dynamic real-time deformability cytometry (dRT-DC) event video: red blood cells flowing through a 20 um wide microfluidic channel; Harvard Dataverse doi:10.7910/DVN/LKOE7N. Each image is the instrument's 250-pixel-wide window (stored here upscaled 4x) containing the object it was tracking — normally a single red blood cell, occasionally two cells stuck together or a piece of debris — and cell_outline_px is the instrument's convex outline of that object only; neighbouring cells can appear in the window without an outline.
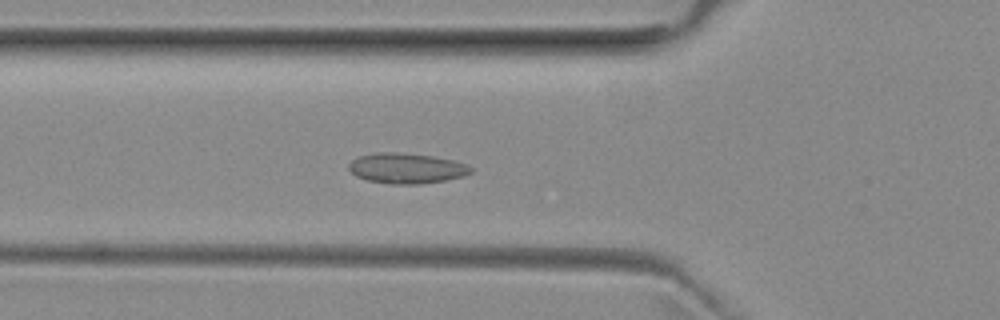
{"species": "common noctule bat (a hibernating species)", "species_latin": "Nyctalus noctula", "temperature_condition": "room temperature", "stored_images_in_passage": 52, "camera_frame_rate_fps": 3000, "um_per_image_px": 0.085, "animal": {"sex": "female", "body_mass_g": 29.2, "forearm_length_mm": 56.3}, "frame": {"image": 1, "passage_image": 18, "time_ms": 5.667, "image_size_px": [1000, 320], "cell_outline_px": [[472, 172], [464, 176], [444, 180], [420, 184], [392, 184], [368, 180], [356, 176], [348, 168], [348, 164], [352, 160], [360, 156], [372, 152], [396, 152], [432, 156], [452, 160], [464, 164], [472, 168]], "centroid_in_image_um": [34.52, 14.3], "position_along_channel_um": 91.3, "area_um2": 21.44}}
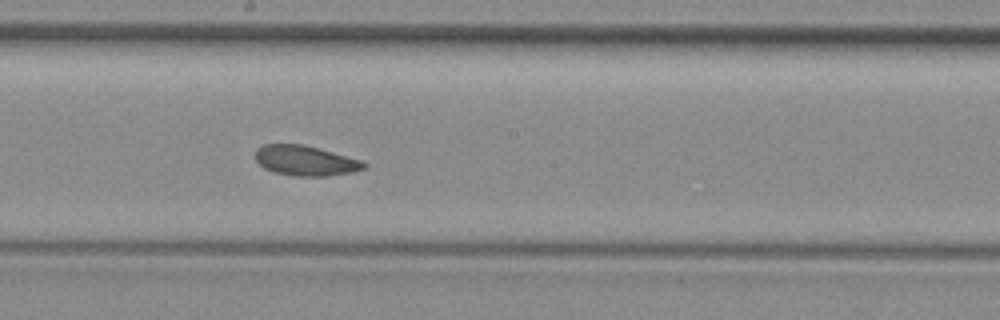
{"frame": {"image": 2, "passage_image": 28, "time_ms": 9.0, "image_size_px": [1000, 320], "cell_outline_px": [[368, 164], [364, 168], [352, 172], [328, 176], [296, 176], [276, 172], [264, 168], [256, 160], [256, 148], [260, 144], [304, 144], [320, 148], [364, 160]], "centroid_in_image_um": [25.99, 13.64], "position_along_channel_um": 222.2, "area_um2": 19.25}}
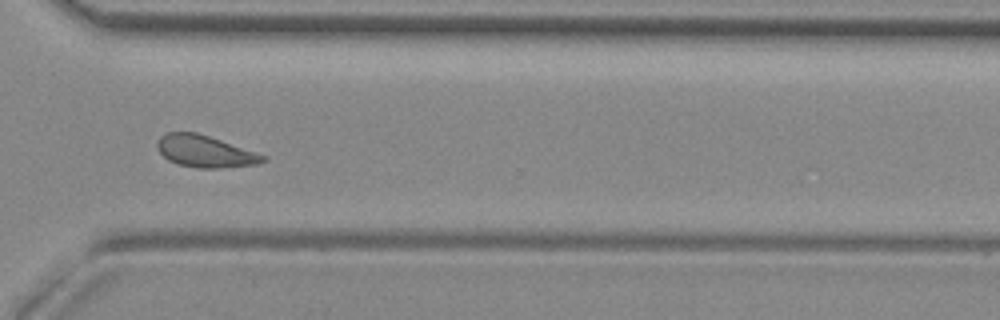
{"frame": {"image": 3, "passage_image": 38, "time_ms": 12.333, "image_size_px": [1000, 320], "cell_outline_px": [[268, 160], [260, 164], [220, 168], [200, 168], [176, 164], [168, 160], [156, 148], [156, 140], [164, 132], [196, 132], [268, 156]], "centroid_in_image_um": [17.42, 12.87], "position_along_channel_um": 353.2, "area_um2": 19.83}, "authors_computed_cell_mechanics": {"area_um2": 20.1433, "velocity_mm_per_s": 3.9251, "shape_relaxation_time_tau1_ms": 10.8578, "shape_relaxation_time_tau2_ms": 2.9801, "deformation_change_tau1": 0.1388, "deformation_change_tau2": 0.0728}}